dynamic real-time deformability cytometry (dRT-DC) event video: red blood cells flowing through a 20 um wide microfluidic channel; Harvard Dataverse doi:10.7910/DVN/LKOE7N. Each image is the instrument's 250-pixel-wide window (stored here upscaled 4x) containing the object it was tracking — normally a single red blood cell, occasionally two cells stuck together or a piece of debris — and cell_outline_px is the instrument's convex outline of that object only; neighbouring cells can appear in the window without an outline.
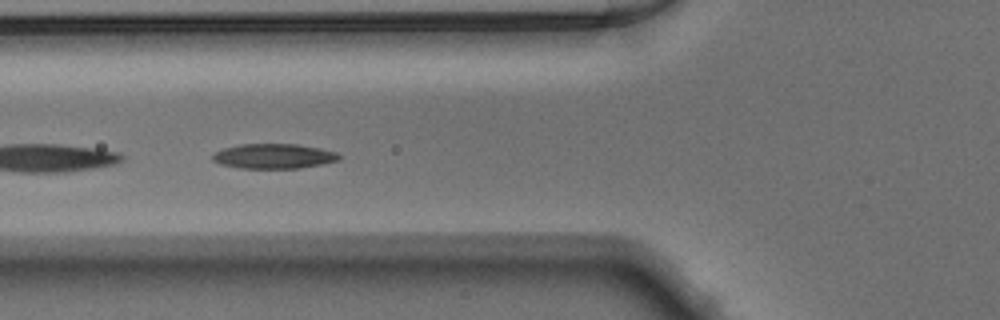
{"species": "Egyptian fruit bat (a non-hibernating species)", "species_latin": "Rousettus aegyptiacus", "temperature_condition": "warm", "stored_images_in_passage": 21, "segment_of_instrument_passage": [2, 2], "camera_frame_rate_fps": 3000, "um_per_image_px": 0.085, "animal": {"sex": "male"}, "frame": {"image": 1, "passage_image": 18, "time_ms": 5.667, "image_size_px": [1000, 320], "cell_outline_px": [[340, 160], [300, 168], [240, 168], [220, 164], [212, 160], [212, 156], [216, 152], [224, 148], [240, 144], [296, 144], [320, 148], [336, 152], [340, 156]], "centroid_in_image_um": [23.26, 13.27], "position_along_channel_um": 102.5, "area_um2": 18.21}}